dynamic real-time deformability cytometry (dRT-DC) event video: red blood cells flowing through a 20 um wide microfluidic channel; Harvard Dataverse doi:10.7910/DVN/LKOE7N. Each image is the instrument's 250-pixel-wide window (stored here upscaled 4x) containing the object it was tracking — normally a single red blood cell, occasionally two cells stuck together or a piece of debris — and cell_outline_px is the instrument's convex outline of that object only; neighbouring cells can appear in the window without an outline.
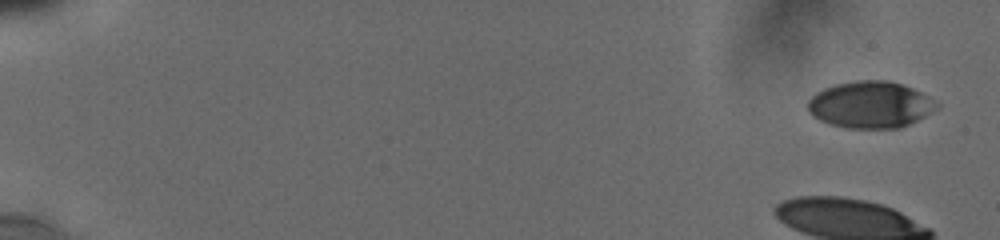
{"species": "human", "species_latin": "Homo sapiens", "temperature_condition": "cold", "stored_images_in_passage": 15, "camera_frame_rate_fps": 3000, "um_per_image_px": 0.085, "donor": {"sex": "male"}, "frame": {"image": 1, "passage_image": 1, "time_ms": 0.0, "image_size_px": [1000, 240], "cell_outline_px": [[940, 104], [932, 112], [900, 128], [848, 128], [828, 124], [812, 116], [808, 112], [808, 100], [816, 92], [824, 88], [836, 84], [856, 80], [888, 80], [904, 84], [928, 96]], "centroid_in_image_um": [73.96, 8.89], "position_along_channel_um": 11.0, "area_um2": 35.14}}